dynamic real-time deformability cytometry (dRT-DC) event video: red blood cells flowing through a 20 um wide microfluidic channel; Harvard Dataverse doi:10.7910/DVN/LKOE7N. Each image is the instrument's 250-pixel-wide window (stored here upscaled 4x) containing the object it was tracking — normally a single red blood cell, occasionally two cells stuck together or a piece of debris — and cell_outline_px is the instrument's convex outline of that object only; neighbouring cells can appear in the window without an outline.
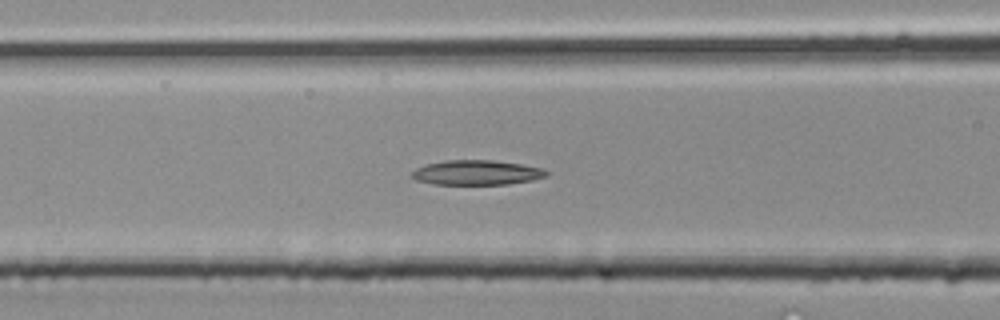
{"species": "common noctule bat (a hibernating species)", "species_latin": "Nyctalus noctula", "temperature_condition": "room temperature", "stored_images_in_passage": 34, "camera_frame_rate_fps": 3000, "um_per_image_px": 0.085, "animal": {"sex": "male", "body_mass_g": 20.4}, "frame": {"image": 1, "passage_image": 14, "time_ms": 4.333, "image_size_px": [1000, 320], "cell_outline_px": [[552, 172], [548, 176], [532, 180], [508, 184], [432, 184], [416, 180], [412, 176], [412, 172], [416, 168], [428, 164], [444, 160], [492, 160], [520, 164], [540, 168]], "centroid_in_image_um": [40.55, 14.67], "position_along_channel_um": 126.1, "area_um2": 19.36}}
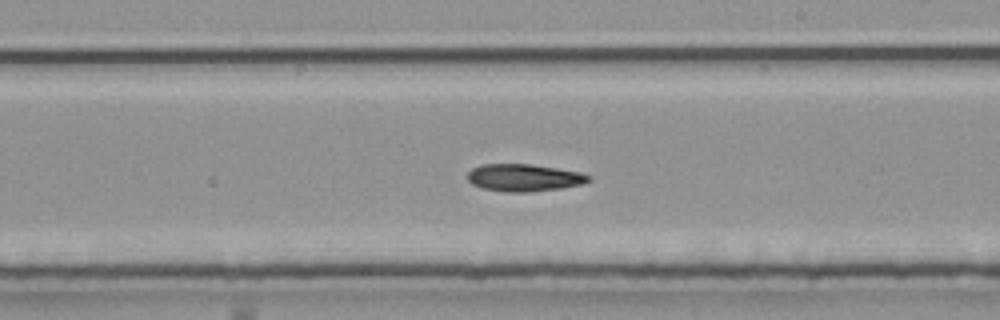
{"frame": {"image": 2, "passage_image": 20, "time_ms": 6.333, "image_size_px": [1000, 320], "cell_outline_px": [[592, 180], [584, 184], [560, 188], [524, 192], [508, 192], [484, 188], [472, 184], [468, 180], [468, 172], [472, 168], [480, 164], [532, 164], [580, 172], [592, 176]], "centroid_in_image_um": [44.57, 15.09], "position_along_channel_um": 244.4, "area_um2": 19.25}}
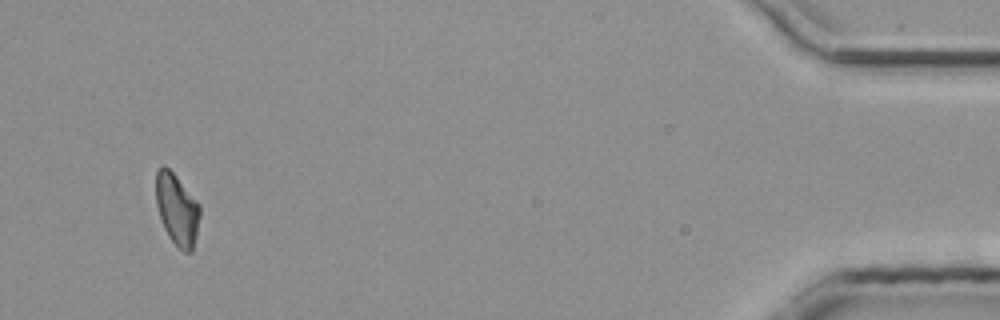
{"frame": {"image": 3, "passage_image": 33, "time_ms": 10.667, "image_size_px": [1000, 320], "cell_outline_px": [[200, 216], [196, 236], [192, 252], [184, 252], [172, 240], [164, 228], [156, 204], [156, 172], [164, 164], [176, 176], [200, 204]], "centroid_in_image_um": [15.05, 17.79], "position_along_channel_um": 420.1, "area_um2": 18.09}}